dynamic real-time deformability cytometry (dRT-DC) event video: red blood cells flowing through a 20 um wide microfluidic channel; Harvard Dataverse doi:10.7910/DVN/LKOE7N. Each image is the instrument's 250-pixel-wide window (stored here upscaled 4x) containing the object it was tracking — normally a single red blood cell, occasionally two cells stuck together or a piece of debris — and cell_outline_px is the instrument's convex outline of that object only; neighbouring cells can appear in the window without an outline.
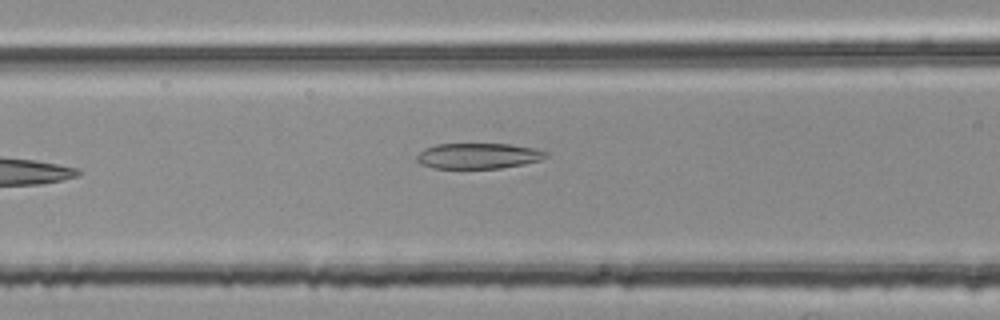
{"species": "common noctule bat (a hibernating species)", "species_latin": "Nyctalus noctula", "temperature_condition": "room temperature", "stored_images_in_passage": 7, "segment_of_instrument_passage": [2, 2], "camera_frame_rate_fps": 3000, "um_per_image_px": 0.085, "animal": {"sex": "female", "body_mass_g": 25.1}, "frame": {"image": 1, "passage_image": 7, "time_ms": 2.0, "image_size_px": [1000, 320], "cell_outline_px": [[548, 156], [540, 160], [524, 164], [500, 168], [436, 168], [420, 164], [416, 160], [416, 156], [424, 148], [436, 144], [508, 144], [536, 148], [548, 152]], "centroid_in_image_um": [40.66, 13.24], "position_along_channel_um": 125.9, "area_um2": 19.31}}